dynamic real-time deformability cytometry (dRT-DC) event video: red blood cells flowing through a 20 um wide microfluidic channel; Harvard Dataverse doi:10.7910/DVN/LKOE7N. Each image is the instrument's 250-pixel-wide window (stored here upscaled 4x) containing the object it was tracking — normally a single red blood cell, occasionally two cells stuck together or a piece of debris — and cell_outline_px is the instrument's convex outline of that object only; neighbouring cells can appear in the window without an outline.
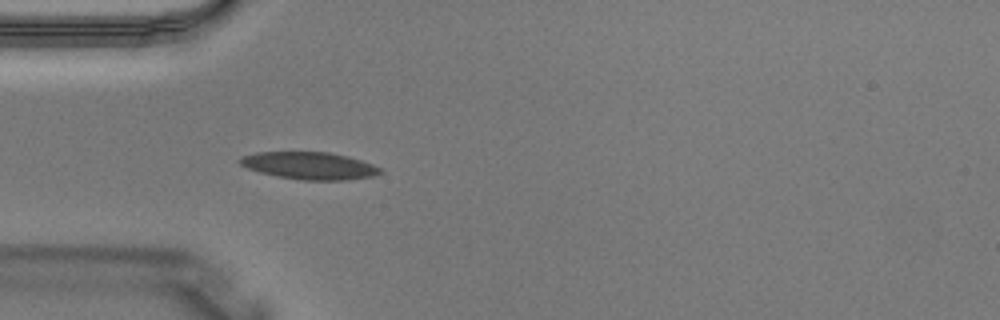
{"species": "Egyptian fruit bat (a non-hibernating species)", "species_latin": "Rousettus aegyptiacus", "temperature_condition": "warm", "stored_images_in_passage": 3, "camera_frame_rate_fps": 3000, "um_per_image_px": 0.085, "animal": {"sex": "male"}, "frame": {"image": 1, "passage_image": 3, "time_ms": 0.667, "image_size_px": [1000, 320], "cell_outline_px": [[384, 172], [372, 176], [348, 180], [304, 180], [280, 176], [260, 172], [248, 168], [240, 164], [236, 160], [240, 156], [256, 152], [328, 152], [348, 156], [372, 164], [380, 168]], "centroid_in_image_um": [26.29, 14.07], "position_along_channel_um": 58.7, "area_um2": 22.25}}